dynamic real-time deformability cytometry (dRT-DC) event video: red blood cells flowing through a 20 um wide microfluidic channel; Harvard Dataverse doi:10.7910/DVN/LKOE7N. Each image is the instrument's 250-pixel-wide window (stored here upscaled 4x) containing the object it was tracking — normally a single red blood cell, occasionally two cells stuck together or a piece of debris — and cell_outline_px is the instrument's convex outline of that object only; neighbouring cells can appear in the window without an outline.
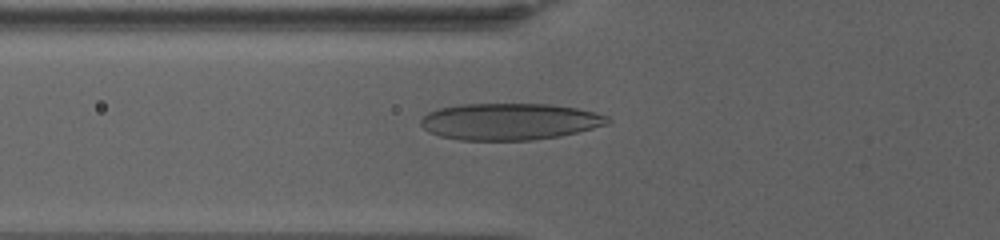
{"species": "human", "species_latin": "Homo sapiens", "temperature_condition": "warm", "stored_images_in_passage": 46, "camera_frame_rate_fps": 3000, "um_per_image_px": 0.085, "donor": {"sex": "female"}, "frame": {"image": 1, "passage_image": 2, "time_ms": 0.333, "image_size_px": [1000, 240], "cell_outline_px": [[612, 120], [608, 124], [560, 136], [532, 140], [460, 140], [440, 136], [428, 132], [420, 124], [420, 120], [428, 112], [440, 108], [460, 104], [548, 104], [576, 108], [596, 112], [608, 116]], "centroid_in_image_um": [43.32, 10.33], "position_along_channel_um": 82.5, "area_um2": 40.0}}
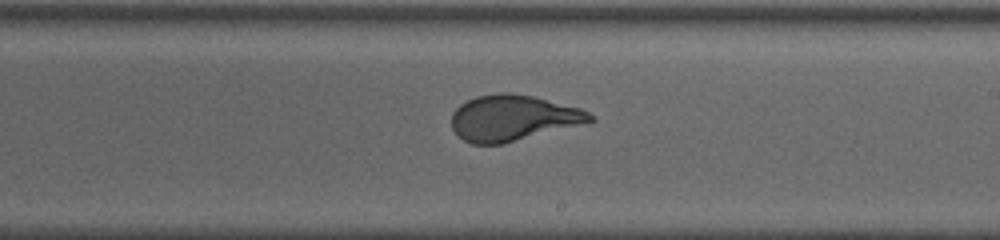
{"frame": {"image": 2, "passage_image": 19, "time_ms": 6.0, "image_size_px": [1000, 240], "cell_outline_px": [[596, 120], [504, 144], [472, 144], [464, 140], [452, 128], [452, 112], [460, 104], [476, 96], [500, 92], [508, 92], [532, 96], [580, 108], [588, 112]], "centroid_in_image_um": [43.57, 10.02], "position_along_channel_um": 245.4, "area_um2": 36.7}}
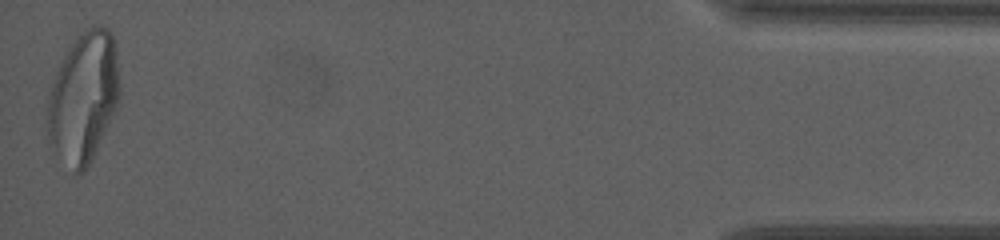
{"frame": {"image": 3, "passage_image": 46, "time_ms": 15.0, "image_size_px": [1000, 240], "cell_outline_px": [[120, 100], [88, 164], [80, 176], [76, 172], [56, 148], [48, 136], [48, 96], [52, 84], [60, 64], [68, 48], [92, 24], [100, 24], [108, 28], [112, 36], [116, 52], [120, 88]], "centroid_in_image_um": [7.14, 8.19], "position_along_channel_um": 428.1, "area_um2": 53.23}, "authors_computed_cell_mechanics": {"area_um2": 37.2232, "velocity_mm_per_s": 2.871, "shape_relaxation_time_tau1_ms": 5.4364, "shape_relaxation_time_tau2_ms": null, "deformation_change_tau1": 0.2153, "deformation_change_tau2": null}}